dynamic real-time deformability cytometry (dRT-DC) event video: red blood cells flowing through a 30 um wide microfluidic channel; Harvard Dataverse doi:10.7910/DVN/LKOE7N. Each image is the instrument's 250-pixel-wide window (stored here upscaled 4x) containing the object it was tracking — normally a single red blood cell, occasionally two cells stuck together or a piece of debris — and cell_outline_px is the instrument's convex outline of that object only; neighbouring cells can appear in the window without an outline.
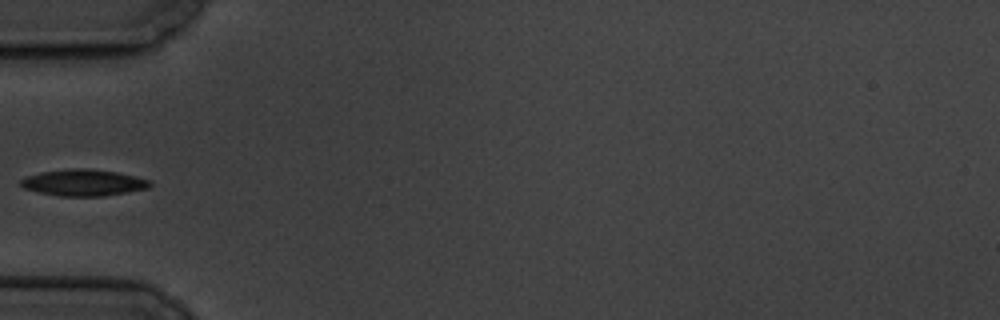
{"species": "common noctule bat (a hibernating species)", "species_latin": "Nyctalus noctula", "temperature_condition": "cold", "stored_images_in_passage": 8, "camera_frame_rate_fps": 3000, "um_per_image_px": 0.085, "animal": {"sex": "male", "body_mass_g": 19.5, "forearm_length_mm": 54.6}, "frame": {"image": 1, "passage_image": 5, "time_ms": 4.667, "image_size_px": [1000, 320], "cell_outline_px": [[152, 184], [148, 188], [104, 196], [60, 196], [40, 192], [24, 188], [20, 184], [20, 180], [24, 176], [40, 172], [72, 168], [88, 168], [116, 172], [136, 176], [148, 180]], "centroid_in_image_um": [7.07, 15.51], "position_along_channel_um": 77.9, "area_um2": 19.88}}
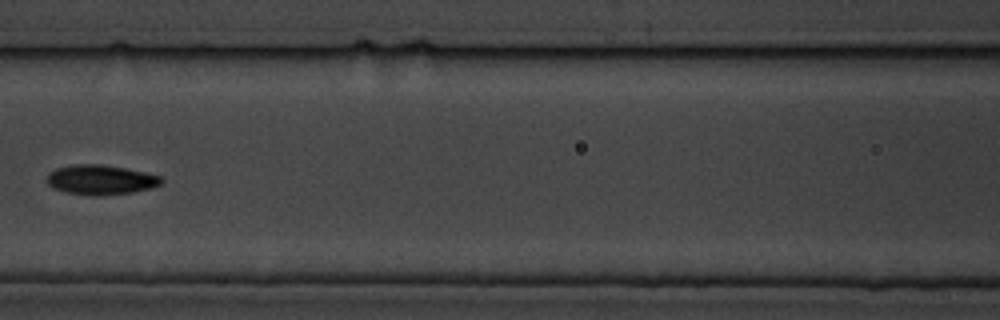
{"frame": {"image": 2, "passage_image": 7, "time_ms": 7.0, "image_size_px": [1000, 320], "cell_outline_px": [[164, 180], [160, 184], [152, 188], [132, 192], [96, 196], [92, 196], [68, 192], [52, 188], [48, 184], [48, 172], [56, 168], [72, 164], [100, 164], [124, 168], [144, 172], [160, 176]], "centroid_in_image_um": [8.55, 15.28], "position_along_channel_um": 158.1, "area_um2": 19.77}}
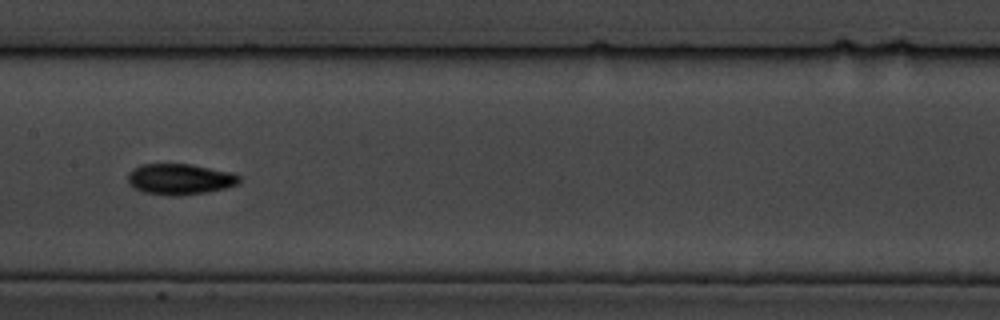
{"frame": {"image": 3, "passage_image": 8, "time_ms": 8.0, "image_size_px": [1000, 320], "cell_outline_px": [[240, 180], [236, 184], [224, 188], [208, 192], [180, 196], [168, 196], [144, 192], [132, 188], [128, 184], [128, 172], [132, 168], [140, 164], [192, 164], [228, 172], [240, 176]], "centroid_in_image_um": [15.21, 15.23], "position_along_channel_um": 192.2, "area_um2": 20.17}}